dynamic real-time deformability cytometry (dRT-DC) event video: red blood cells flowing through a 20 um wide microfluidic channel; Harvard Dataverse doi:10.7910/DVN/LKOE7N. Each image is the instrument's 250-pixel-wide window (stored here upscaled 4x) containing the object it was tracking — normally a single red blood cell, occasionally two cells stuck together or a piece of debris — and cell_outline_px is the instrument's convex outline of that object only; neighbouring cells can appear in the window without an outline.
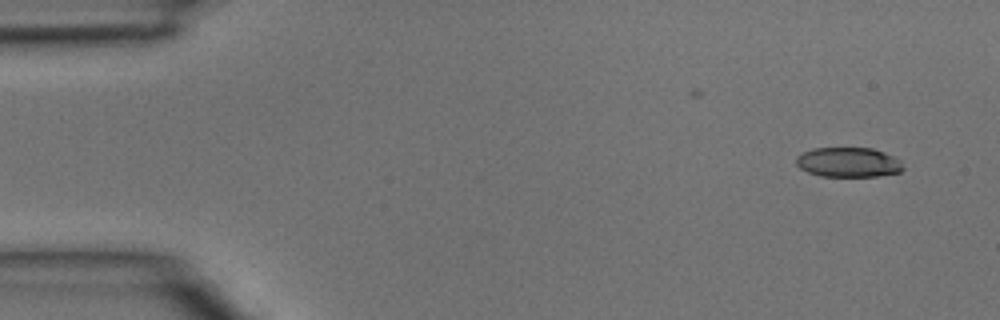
{"species": "common noctule bat (a hibernating species)", "species_latin": "Nyctalus noctula", "temperature_condition": "room temperature", "stored_images_in_passage": 4, "camera_frame_rate_fps": 3000, "um_per_image_px": 0.085, "animal": {"sex": "male", "body_mass_g": 15.6}, "frame": {"image": 1, "passage_image": 1, "time_ms": 0.0, "image_size_px": [1000, 320], "cell_outline_px": [[904, 168], [900, 172], [876, 176], [820, 176], [808, 172], [800, 168], [796, 164], [796, 156], [812, 148], [872, 148], [884, 152], [900, 160]], "centroid_in_image_um": [72.1, 13.79], "position_along_channel_um": 12.9, "area_um2": 18.5}}
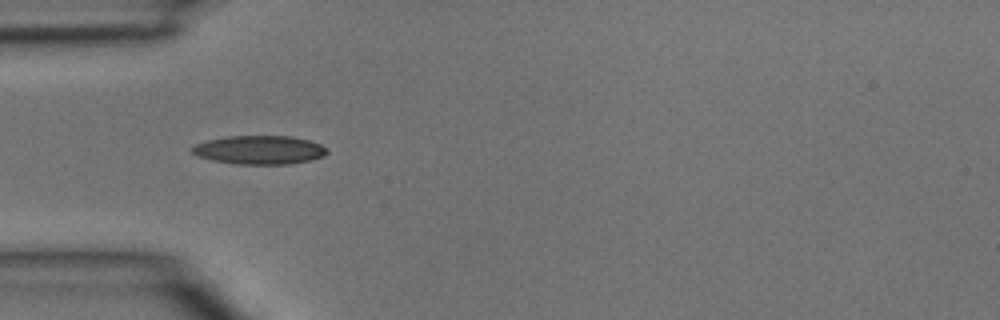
{"frame": {"image": 2, "passage_image": 4, "time_ms": 1.0, "image_size_px": [1000, 320], "cell_outline_px": [[328, 152], [324, 156], [308, 160], [288, 164], [236, 164], [212, 160], [196, 156], [192, 152], [192, 148], [196, 144], [208, 140], [228, 136], [292, 136], [308, 140], [320, 144]], "centroid_in_image_um": [22.03, 12.74], "position_along_channel_um": 63.0, "area_um2": 22.37}}